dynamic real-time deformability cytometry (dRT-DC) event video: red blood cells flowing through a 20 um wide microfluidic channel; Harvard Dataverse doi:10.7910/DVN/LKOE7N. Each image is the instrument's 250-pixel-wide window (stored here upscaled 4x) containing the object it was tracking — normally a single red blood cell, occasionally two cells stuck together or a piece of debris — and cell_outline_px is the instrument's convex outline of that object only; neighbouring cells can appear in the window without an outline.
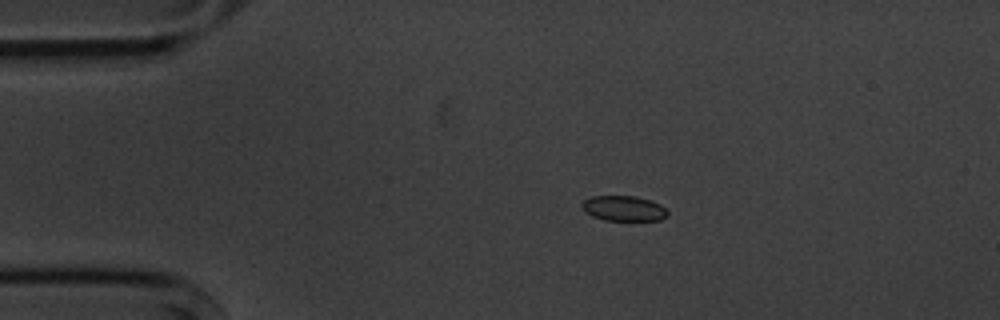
{"species": "common noctule bat (a hibernating species)", "species_latin": "Nyctalus noctula", "temperature_condition": "cold", "stored_images_in_passage": 9, "camera_frame_rate_fps": 3000, "um_per_image_px": 0.085, "animal": {"sex": "male", "body_mass_g": 20.1, "forearm_length_mm": 53.5}, "frame": {"image": 1, "passage_image": 1, "time_ms": 0.0, "image_size_px": [1000, 320], "cell_outline_px": [[668, 216], [660, 220], [604, 220], [592, 216], [580, 204], [584, 200], [592, 196], [636, 196], [652, 200], [660, 204], [668, 212]], "centroid_in_image_um": [53.05, 17.71], "position_along_channel_um": 32.0, "area_um2": 12.54}}
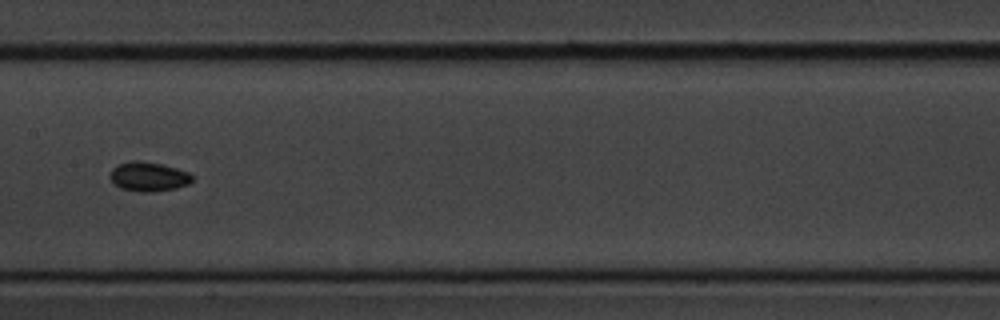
{"frame": {"image": 2, "passage_image": 6, "time_ms": 5.667, "image_size_px": [1000, 320], "cell_outline_px": [[192, 180], [188, 184], [176, 188], [152, 192], [144, 192], [120, 188], [108, 176], [112, 168], [120, 164], [132, 160], [136, 160], [164, 164], [188, 172], [192, 176]], "centroid_in_image_um": [12.62, 15.0], "position_along_channel_um": 194.8, "area_um2": 13.99}}
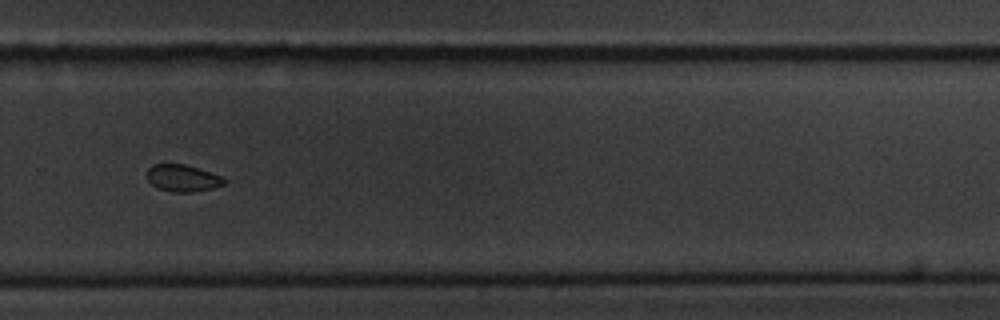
{"frame": {"image": 3, "passage_image": 9, "time_ms": 9.0, "image_size_px": [1000, 320], "cell_outline_px": [[228, 180], [224, 184], [212, 188], [192, 192], [172, 192], [160, 188], [152, 184], [148, 180], [148, 168], [152, 164], [184, 164], [220, 176]], "centroid_in_image_um": [15.52, 15.14], "position_along_channel_um": 314.3, "area_um2": 11.85}}